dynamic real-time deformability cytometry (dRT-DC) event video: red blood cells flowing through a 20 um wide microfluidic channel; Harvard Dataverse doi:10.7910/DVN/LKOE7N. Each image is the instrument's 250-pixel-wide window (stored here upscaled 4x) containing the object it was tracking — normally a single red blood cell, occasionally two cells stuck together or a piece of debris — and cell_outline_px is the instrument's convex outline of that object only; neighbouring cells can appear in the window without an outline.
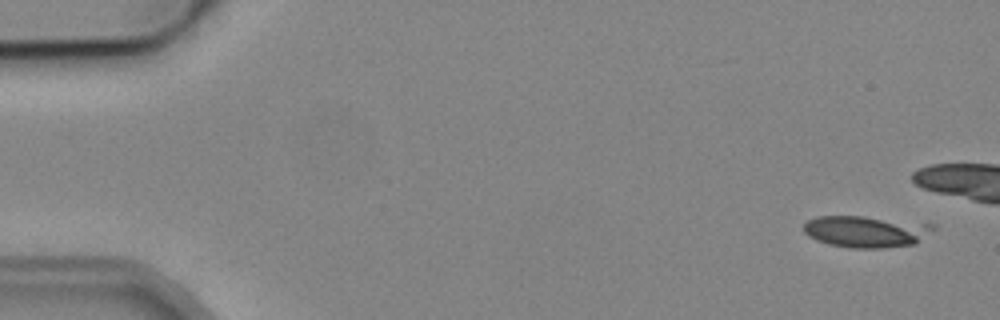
{"species": "common noctule bat (a hibernating species)", "species_latin": "Nyctalus noctula", "temperature_condition": "cold", "stored_images_in_passage": 6, "camera_frame_rate_fps": 3000, "um_per_image_px": 0.085, "animal": {"sex": "male", "body_mass_g": 19.2, "forearm_length_mm": 51.8}, "frame": {"image": 1, "passage_image": 1, "time_ms": 0.0, "image_size_px": [1000, 320], "cell_outline_px": [[936, 228], [916, 244], [884, 248], [848, 248], [828, 244], [816, 240], [808, 236], [804, 232], [804, 224], [808, 220], [816, 216], [864, 216], [936, 224]], "centroid_in_image_um": [73.63, 19.68], "position_along_channel_um": 11.4, "area_um2": 24.16}}